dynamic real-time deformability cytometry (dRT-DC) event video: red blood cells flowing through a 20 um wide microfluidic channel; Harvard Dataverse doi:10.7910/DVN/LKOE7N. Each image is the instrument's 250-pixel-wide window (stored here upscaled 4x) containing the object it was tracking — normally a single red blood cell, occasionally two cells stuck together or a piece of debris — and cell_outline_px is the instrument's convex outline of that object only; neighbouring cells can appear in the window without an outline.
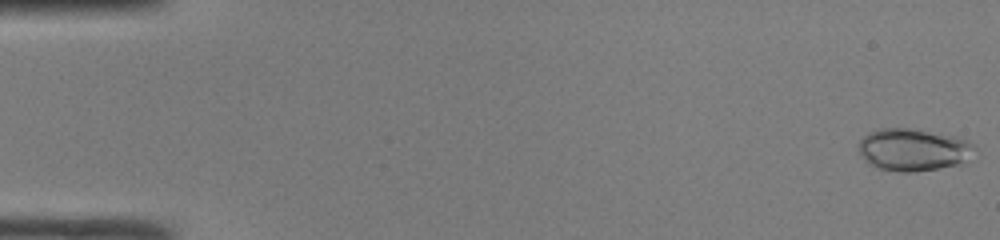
{"species": "common noctule bat (a hibernating species)", "species_latin": "Nyctalus noctula", "temperature_condition": "room temperature", "stored_images_in_passage": 48, "camera_frame_rate_fps": 3000, "um_per_image_px": 0.085, "animal": {"sex": "male", "body_mass_g": 19.0, "forearm_length_mm": 50.8}, "frame": {"image": 1, "passage_image": 1, "time_ms": 0.0, "image_size_px": [1000, 240], "cell_outline_px": [[976, 148], [956, 164], [916, 172], [900, 172], [880, 168], [868, 164], [864, 160], [856, 144], [868, 132], [880, 128], [908, 128], [956, 136], [968, 140], [976, 144]], "centroid_in_image_um": [77.55, 12.7], "position_along_channel_um": 7.4, "area_um2": 28.32}}
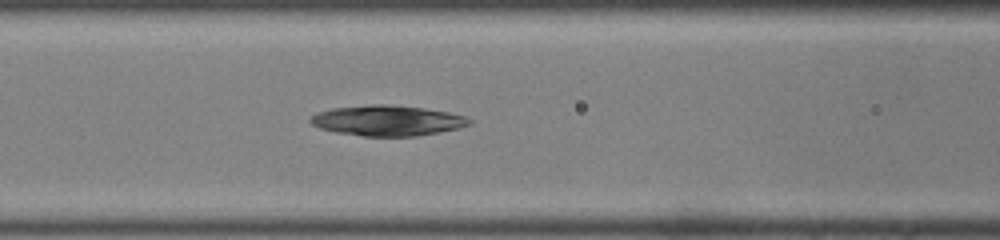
{"frame": {"image": 2, "passage_image": 21, "time_ms": 6.667, "image_size_px": [1000, 240], "cell_outline_px": [[472, 124], [456, 128], [416, 136], [364, 136], [336, 132], [320, 128], [312, 124], [308, 120], [316, 112], [332, 108], [372, 104], [388, 104], [424, 108], [448, 112], [464, 116], [472, 120]], "centroid_in_image_um": [32.89, 10.24], "position_along_channel_um": 133.7, "area_um2": 28.03}}
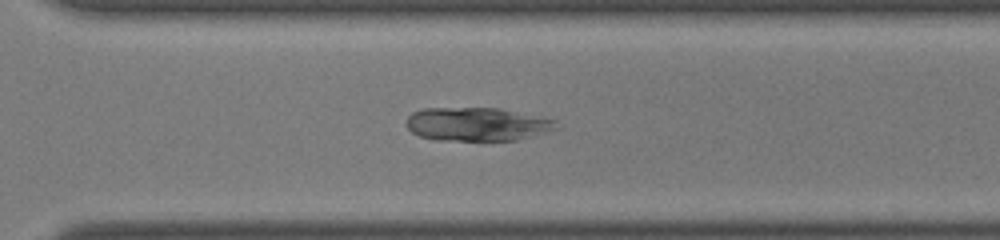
{"frame": {"image": 3, "passage_image": 35, "time_ms": 11.333, "image_size_px": [1000, 240], "cell_outline_px": [[560, 128], [548, 132], [516, 140], [440, 140], [420, 136], [412, 132], [408, 128], [408, 116], [412, 112], [424, 108], [500, 108], [556, 120]], "centroid_in_image_um": [40.59, 10.55], "position_along_channel_um": 330.0, "area_um2": 29.19}, "authors_computed_cell_mechanics": {"area_um2": 28.033, "velocity_mm_per_s": 4.2157, "shape_relaxation_time_tau1_ms": 2.834, "shape_relaxation_time_tau2_ms": null, "deformation_change_tau1": 0.0783, "deformation_change_tau2": null}}